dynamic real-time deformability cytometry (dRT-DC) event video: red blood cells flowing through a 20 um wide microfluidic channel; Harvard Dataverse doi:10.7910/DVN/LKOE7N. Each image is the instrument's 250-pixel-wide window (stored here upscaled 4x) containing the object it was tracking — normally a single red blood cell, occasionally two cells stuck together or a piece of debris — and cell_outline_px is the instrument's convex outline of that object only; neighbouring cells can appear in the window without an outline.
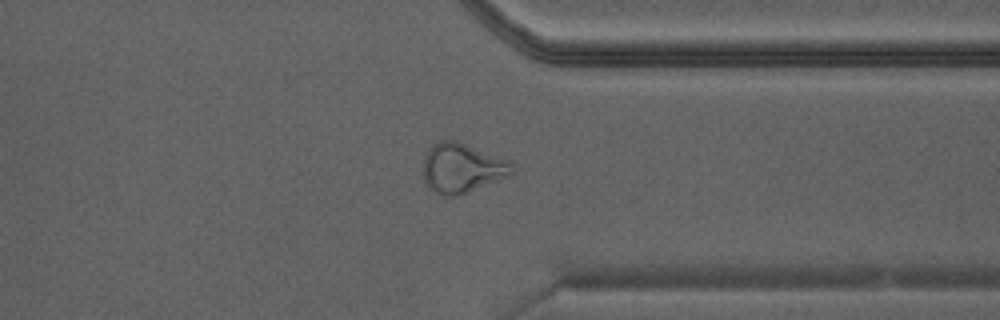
{"species": "Egyptian fruit bat (a non-hibernating species)", "species_latin": "Rousettus aegyptiacus", "temperature_condition": "warm", "stored_images_in_passage": 26, "camera_frame_rate_fps": 3000, "um_per_image_px": 0.085, "animal": {"sex": "male"}, "frame": {"image": 1, "passage_image": 22, "time_ms": 7.0, "image_size_px": [1000, 320], "cell_outline_px": [[512, 176], [460, 196], [444, 196], [436, 192], [424, 184], [424, 156], [428, 148], [432, 144], [440, 140], [456, 140], [508, 160], [512, 164]], "centroid_in_image_um": [39.27, 14.3], "position_along_channel_um": 372.1, "area_um2": 26.01}}